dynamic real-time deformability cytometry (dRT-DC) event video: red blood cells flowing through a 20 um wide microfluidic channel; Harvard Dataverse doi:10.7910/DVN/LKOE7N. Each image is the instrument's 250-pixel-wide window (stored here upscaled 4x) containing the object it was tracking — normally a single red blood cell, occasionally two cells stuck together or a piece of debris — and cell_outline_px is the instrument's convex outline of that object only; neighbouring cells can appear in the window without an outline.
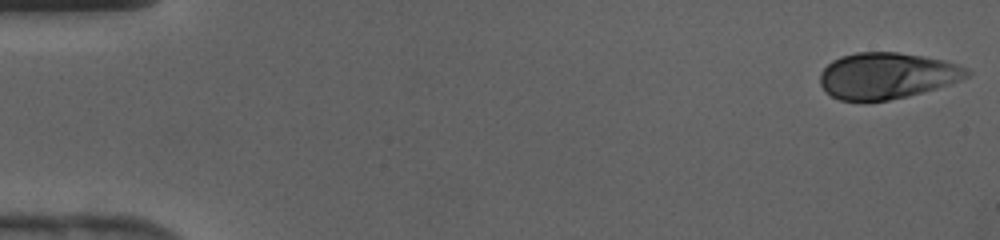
{"species": "human", "species_latin": "Homo sapiens", "temperature_condition": "cold", "stored_images_in_passage": 42, "camera_frame_rate_fps": 3000, "um_per_image_px": 0.085, "donor": {"sex": "female"}, "frame": {"image": 1, "passage_image": 1, "time_ms": 0.0, "image_size_px": [1000, 240], "cell_outline_px": [[972, 72], [968, 76], [960, 80], [936, 88], [908, 96], [888, 100], [840, 100], [832, 96], [820, 84], [820, 72], [832, 60], [840, 56], [856, 52], [896, 52], [924, 56], [944, 60], [968, 68]], "centroid_in_image_um": [75.39, 6.41], "position_along_channel_um": 9.6, "area_um2": 39.36}}
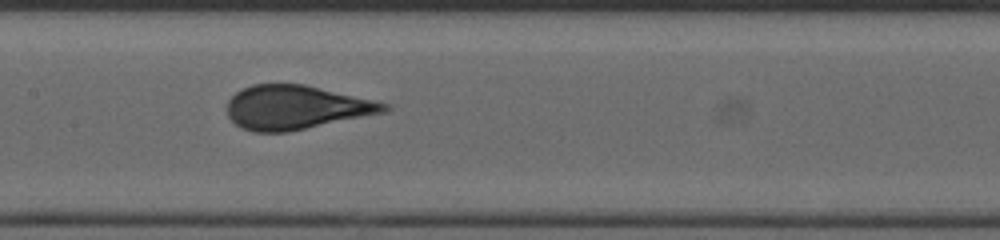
{"frame": {"image": 2, "passage_image": 21, "time_ms": 6.667, "image_size_px": [1000, 240], "cell_outline_px": [[392, 108], [384, 112], [288, 132], [252, 132], [240, 128], [228, 116], [228, 100], [236, 92], [252, 84], [304, 84], [392, 104]], "centroid_in_image_um": [25.16, 9.13], "position_along_channel_um": 182.2, "area_um2": 40.11}}
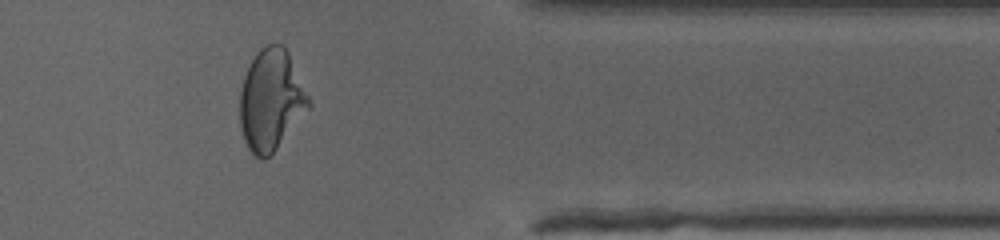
{"frame": {"image": 3, "passage_image": 35, "time_ms": 11.333, "image_size_px": [1000, 240], "cell_outline_px": [[312, 104], [276, 148], [264, 160], [260, 160], [248, 148], [244, 140], [240, 124], [240, 92], [244, 76], [256, 52], [260, 48], [268, 44], [284, 44], [288, 52]], "centroid_in_image_um": [23.02, 8.49], "position_along_channel_um": 388.4, "area_um2": 40.0}}